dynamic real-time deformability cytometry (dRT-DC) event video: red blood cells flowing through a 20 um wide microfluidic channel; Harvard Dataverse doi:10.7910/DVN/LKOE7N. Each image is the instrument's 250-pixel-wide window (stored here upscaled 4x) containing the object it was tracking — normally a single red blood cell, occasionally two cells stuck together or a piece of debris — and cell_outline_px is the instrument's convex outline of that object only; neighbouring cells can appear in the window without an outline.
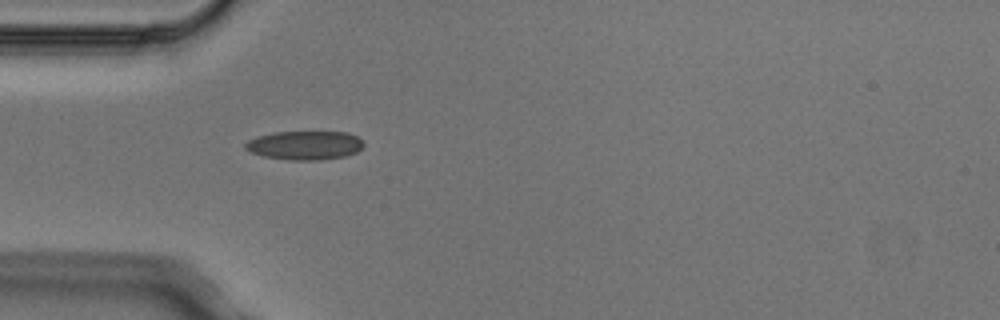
{"species": "Egyptian fruit bat (a non-hibernating species)", "species_latin": "Rousettus aegyptiacus", "temperature_condition": "cold", "stored_images_in_passage": 5, "camera_frame_rate_fps": 3000, "um_per_image_px": 0.085, "animal": {"sex": "male"}, "frame": {"image": 1, "passage_image": 5, "time_ms": 1.333, "image_size_px": [1000, 320], "cell_outline_px": [[364, 144], [356, 152], [344, 156], [320, 160], [288, 160], [260, 156], [244, 148], [244, 144], [248, 140], [260, 136], [276, 132], [348, 132], [364, 140]], "centroid_in_image_um": [25.91, 12.35], "position_along_channel_um": 59.1, "area_um2": 19.88}}